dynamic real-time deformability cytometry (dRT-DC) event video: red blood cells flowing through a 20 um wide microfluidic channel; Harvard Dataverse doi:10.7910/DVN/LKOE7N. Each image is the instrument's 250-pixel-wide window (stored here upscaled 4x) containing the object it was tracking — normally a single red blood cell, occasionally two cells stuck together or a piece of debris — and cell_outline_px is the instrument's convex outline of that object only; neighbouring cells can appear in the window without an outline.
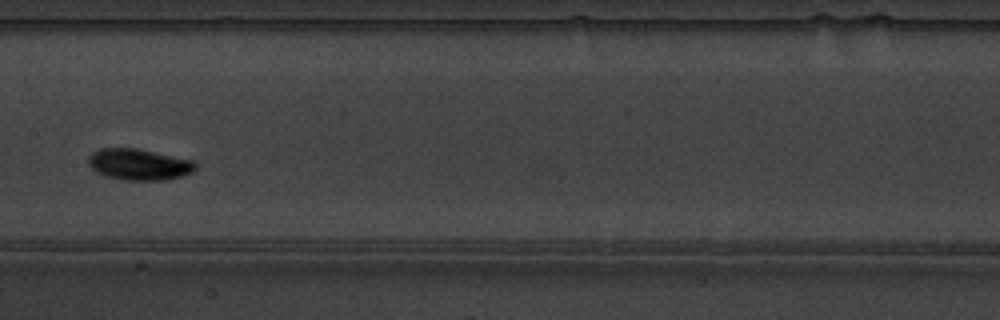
{"species": "common noctule bat (a hibernating species)", "species_latin": "Nyctalus noctula", "temperature_condition": "warm", "stored_images_in_passage": 6, "camera_frame_rate_fps": 3000, "um_per_image_px": 0.085, "animal": {"sex": "male", "body_mass_g": 19.5, "forearm_length_mm": 54.6}, "frame": {"image": 1, "passage_image": 6, "time_ms": 1.667, "image_size_px": [1000, 320], "cell_outline_px": [[196, 168], [192, 172], [180, 176], [164, 180], [120, 180], [104, 176], [96, 172], [88, 164], [88, 156], [92, 152], [100, 148], [136, 148], [196, 160]], "centroid_in_image_um": [11.8, 13.97], "position_along_channel_um": 195.6, "area_um2": 19.77}}